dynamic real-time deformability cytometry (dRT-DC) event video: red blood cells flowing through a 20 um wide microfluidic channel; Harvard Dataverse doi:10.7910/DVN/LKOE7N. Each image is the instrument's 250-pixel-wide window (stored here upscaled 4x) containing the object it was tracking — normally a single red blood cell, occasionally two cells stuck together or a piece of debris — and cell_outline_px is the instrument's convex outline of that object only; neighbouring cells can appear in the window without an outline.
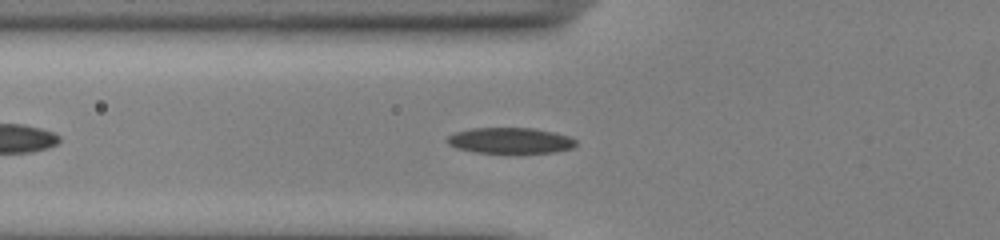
{"species": "common noctule bat (a hibernating species)", "species_latin": "Nyctalus noctula", "temperature_condition": "cold", "stored_images_in_passage": 22, "camera_frame_rate_fps": 3000, "um_per_image_px": 0.085, "animal": {"sex": "male", "body_mass_g": 13.0, "forearm_length_mm": 53.1}, "frame": {"image": 1, "passage_image": 8, "time_ms": 2.333, "image_size_px": [1000, 240], "cell_outline_px": [[576, 144], [572, 148], [556, 152], [476, 152], [456, 148], [448, 144], [444, 140], [448, 136], [456, 132], [472, 128], [532, 128], [556, 132], [568, 136], [576, 140]], "centroid_in_image_um": [43.36, 11.93], "position_along_channel_um": 82.4, "area_um2": 19.25}}
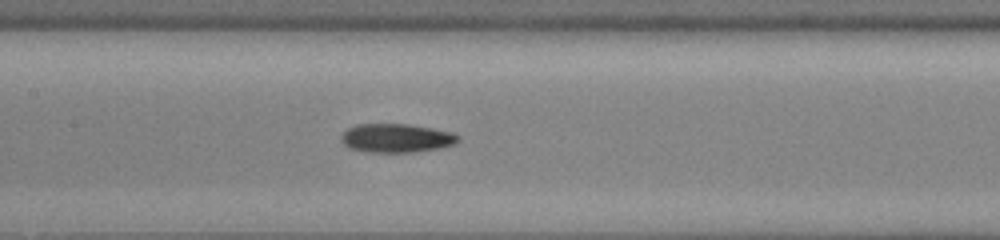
{"frame": {"image": 2, "passage_image": 15, "time_ms": 4.667, "image_size_px": [1000, 240], "cell_outline_px": [[460, 140], [452, 144], [440, 148], [416, 152], [368, 152], [348, 148], [340, 140], [340, 136], [348, 128], [356, 124], [408, 124], [432, 128], [452, 132], [460, 136]], "centroid_in_image_um": [33.68, 11.74], "position_along_channel_um": 173.7, "area_um2": 19.71}}
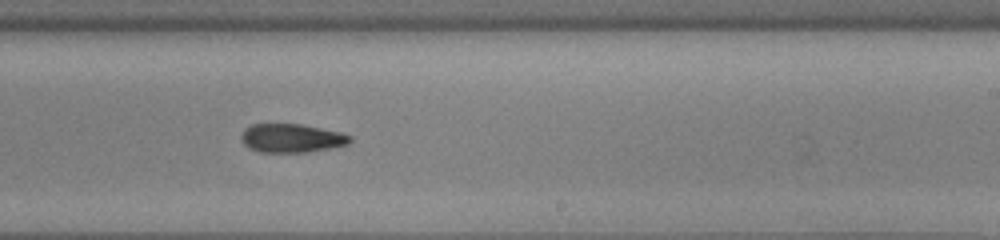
{"frame": {"image": 3, "passage_image": 22, "time_ms": 7.0, "image_size_px": [1000, 240], "cell_outline_px": [[352, 140], [348, 144], [308, 152], [260, 152], [248, 148], [240, 140], [240, 136], [244, 128], [252, 124], [300, 124], [340, 132], [352, 136]], "centroid_in_image_um": [24.74, 11.74], "position_along_channel_um": 264.3, "area_um2": 18.21}}